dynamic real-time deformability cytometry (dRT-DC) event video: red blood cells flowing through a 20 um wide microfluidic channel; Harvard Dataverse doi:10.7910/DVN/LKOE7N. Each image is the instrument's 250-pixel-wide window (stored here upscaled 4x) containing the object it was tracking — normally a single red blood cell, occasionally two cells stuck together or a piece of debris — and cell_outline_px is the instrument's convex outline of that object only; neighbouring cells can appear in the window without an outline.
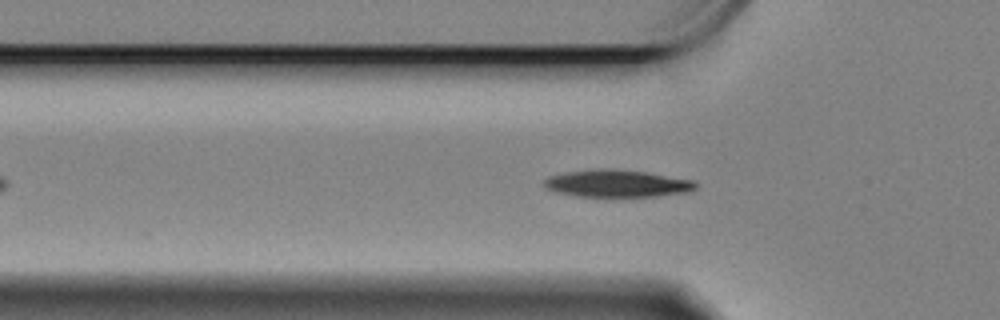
{"species": "Egyptian fruit bat (a non-hibernating species)", "species_latin": "Rousettus aegyptiacus", "temperature_condition": "cold", "stored_images_in_passage": 50, "camera_frame_rate_fps": 3000, "um_per_image_px": 0.085, "animal": {"sex": "female"}, "frame": {"image": 1, "passage_image": 8, "time_ms": 2.333, "image_size_px": [1000, 320], "cell_outline_px": [[696, 188], [684, 192], [656, 196], [576, 196], [556, 192], [544, 188], [544, 180], [548, 176], [568, 172], [600, 168], [644, 172], [692, 180], [696, 184]], "centroid_in_image_um": [52.37, 15.6], "position_along_channel_um": 73.4, "area_um2": 23.58}}
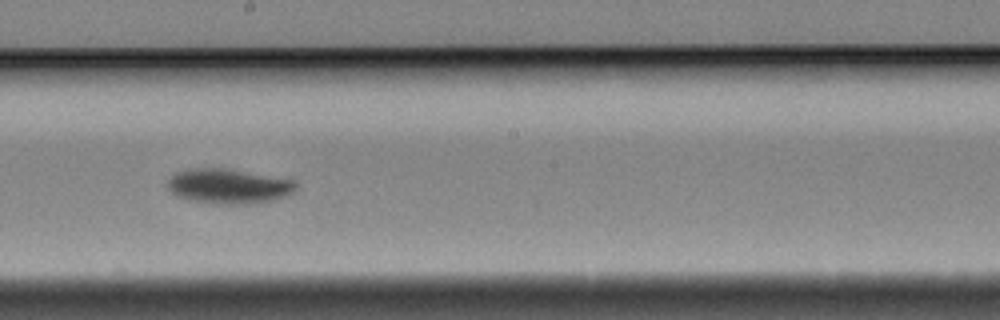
{"frame": {"image": 2, "passage_image": 22, "time_ms": 7.0, "image_size_px": [1000, 320], "cell_outline_px": [[296, 188], [292, 192], [284, 196], [272, 200], [256, 204], [216, 204], [192, 200], [176, 196], [168, 188], [168, 180], [176, 172], [188, 168], [224, 168], [296, 180]], "centroid_in_image_um": [19.42, 15.83], "position_along_channel_um": 228.8, "area_um2": 26.07}}
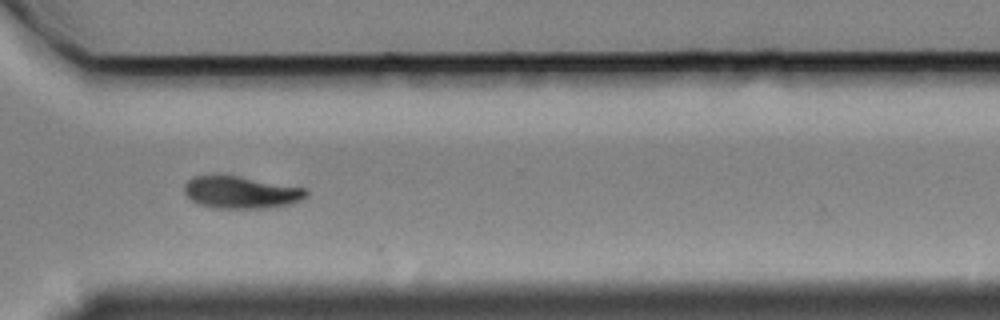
{"frame": {"image": 3, "passage_image": 33, "time_ms": 10.667, "image_size_px": [1000, 320], "cell_outline_px": [[308, 196], [300, 200], [288, 204], [268, 208], [212, 208], [200, 204], [192, 200], [184, 192], [184, 184], [188, 180], [196, 176], [236, 176], [304, 188], [308, 192]], "centroid_in_image_um": [20.47, 16.36], "position_along_channel_um": 350.1, "area_um2": 22.43}, "authors_computed_cell_mechanics": {"area_um2": 23.2645, "velocity_mm_per_s": 3.316, "shape_relaxation_time_tau1_ms": 2.2221, "shape_relaxation_time_tau2_ms": null, "deformation_change_tau1": 0.1146, "deformation_change_tau2": null}}